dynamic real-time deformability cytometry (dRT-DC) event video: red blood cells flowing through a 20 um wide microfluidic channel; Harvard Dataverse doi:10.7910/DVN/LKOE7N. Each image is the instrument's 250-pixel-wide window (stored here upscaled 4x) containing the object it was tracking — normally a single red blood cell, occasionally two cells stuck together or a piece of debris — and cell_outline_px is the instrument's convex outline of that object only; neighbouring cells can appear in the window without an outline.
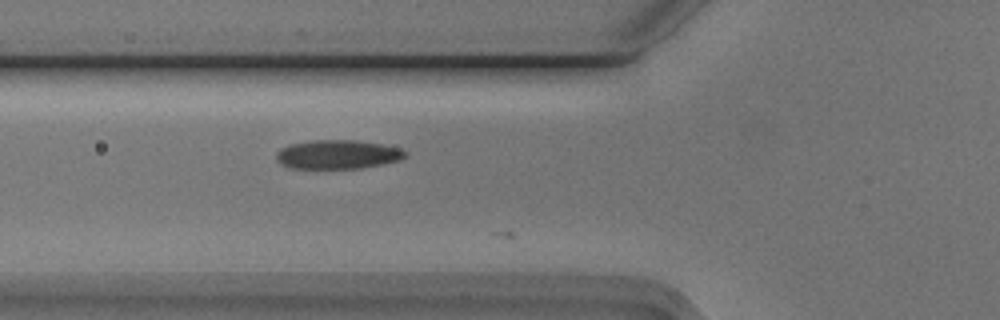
{"species": "Egyptian fruit bat (a non-hibernating species)", "species_latin": "Rousettus aegyptiacus", "temperature_condition": "cold", "stored_images_in_passage": 5, "camera_frame_rate_fps": 3000, "um_per_image_px": 0.085, "animal": {"sex": "male"}, "frame": {"image": 1, "passage_image": 4, "time_ms": 1.0, "image_size_px": [1000, 320], "cell_outline_px": [[408, 156], [400, 160], [360, 168], [288, 168], [280, 164], [276, 160], [276, 152], [280, 148], [288, 144], [312, 140], [356, 140], [380, 144], [400, 148], [408, 152]], "centroid_in_image_um": [28.67, 13.12], "position_along_channel_um": 97.1, "area_um2": 21.91}}